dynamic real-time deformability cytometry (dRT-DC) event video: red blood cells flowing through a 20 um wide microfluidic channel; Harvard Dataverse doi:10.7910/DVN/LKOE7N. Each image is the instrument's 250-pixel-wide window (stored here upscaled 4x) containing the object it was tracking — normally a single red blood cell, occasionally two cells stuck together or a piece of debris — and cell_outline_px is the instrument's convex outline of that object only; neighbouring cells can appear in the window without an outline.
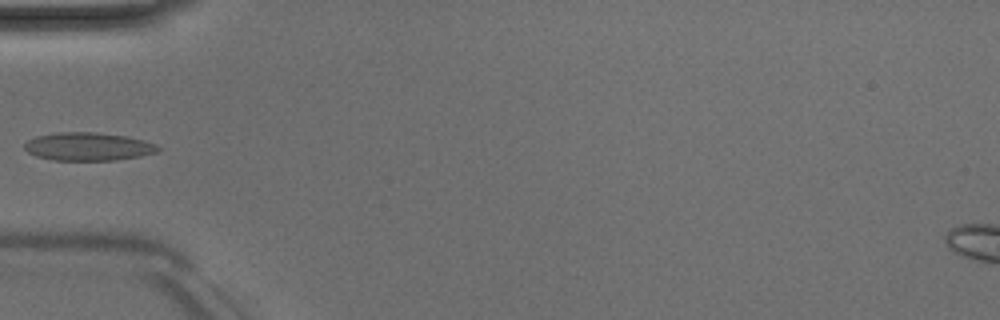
{"species": "Egyptian fruit bat (a non-hibernating species)", "species_latin": "Rousettus aegyptiacus", "temperature_condition": "room temperature", "stored_images_in_passage": 4, "camera_frame_rate_fps": 3000, "um_per_image_px": 0.085, "animal": {"sex": "male"}, "frame": {"image": 1, "passage_image": 4, "time_ms": 4.333, "image_size_px": [1000, 320], "cell_outline_px": [[160, 148], [156, 152], [140, 156], [116, 160], [52, 160], [36, 156], [28, 152], [24, 148], [24, 144], [28, 140], [36, 136], [56, 132], [96, 132], [128, 136], [144, 140], [156, 144]], "centroid_in_image_um": [7.49, 12.45], "position_along_channel_um": 77.5, "area_um2": 21.96}}